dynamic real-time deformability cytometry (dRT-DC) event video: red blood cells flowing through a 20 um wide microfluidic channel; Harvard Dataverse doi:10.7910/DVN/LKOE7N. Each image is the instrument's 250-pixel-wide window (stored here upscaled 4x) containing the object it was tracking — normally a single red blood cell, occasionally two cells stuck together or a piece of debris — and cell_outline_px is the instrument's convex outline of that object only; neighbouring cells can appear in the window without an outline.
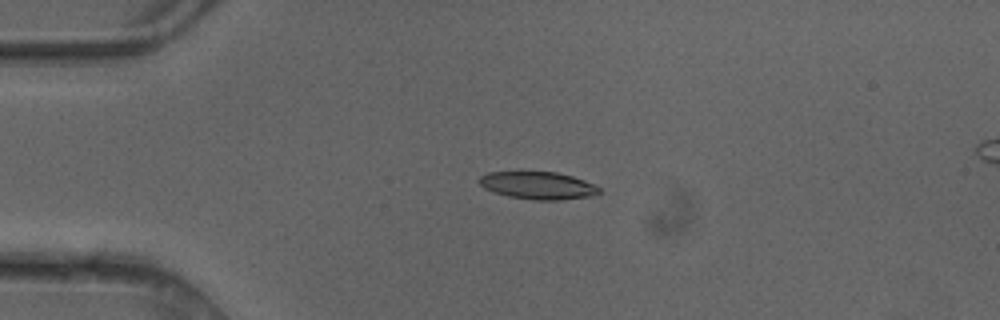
{"species": "common noctule bat (a hibernating species)", "species_latin": "Nyctalus noctula", "temperature_condition": "cold", "stored_images_in_passage": 5, "camera_frame_rate_fps": 3000, "um_per_image_px": 0.085, "animal": {"sex": "female"}, "frame": {"image": 1, "passage_image": 3, "time_ms": 0.667, "image_size_px": [1000, 320], "cell_outline_px": [[600, 192], [588, 196], [560, 200], [532, 200], [508, 196], [492, 192], [484, 188], [476, 180], [480, 176], [488, 172], [556, 172], [572, 176], [584, 180], [600, 188]], "centroid_in_image_um": [45.66, 15.76], "position_along_channel_um": 39.3, "area_um2": 19.19}}